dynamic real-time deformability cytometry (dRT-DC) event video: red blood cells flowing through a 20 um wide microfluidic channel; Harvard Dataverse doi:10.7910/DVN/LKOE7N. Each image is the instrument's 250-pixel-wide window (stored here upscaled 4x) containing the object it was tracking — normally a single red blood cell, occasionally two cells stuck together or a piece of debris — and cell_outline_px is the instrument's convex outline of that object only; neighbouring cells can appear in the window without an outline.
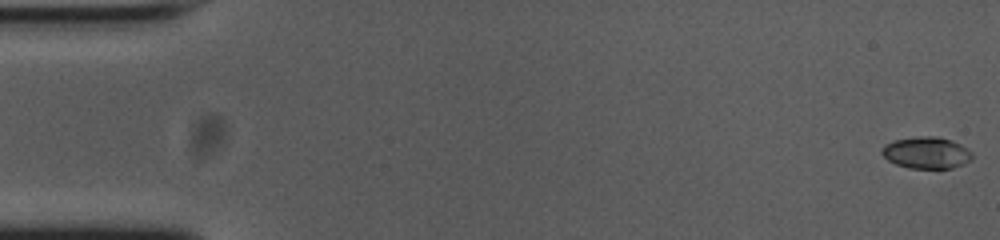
{"species": "common noctule bat (a hibernating species)", "species_latin": "Nyctalus noctula", "temperature_condition": "cold", "stored_images_in_passage": 14, "camera_frame_rate_fps": 3000, "um_per_image_px": 0.085, "animal": {"sex": "female", "body_mass_g": 23.0, "forearm_length_mm": 53.4}, "frame": {"image": 1, "passage_image": 1, "time_ms": 0.0, "image_size_px": [1000, 240], "cell_outline_px": [[972, 160], [964, 164], [952, 168], [908, 168], [896, 164], [888, 160], [880, 152], [880, 148], [884, 144], [892, 140], [916, 136], [936, 136], [952, 140], [968, 148], [972, 152]], "centroid_in_image_um": [78.74, 12.97], "position_along_channel_um": 6.3, "area_um2": 16.99}}